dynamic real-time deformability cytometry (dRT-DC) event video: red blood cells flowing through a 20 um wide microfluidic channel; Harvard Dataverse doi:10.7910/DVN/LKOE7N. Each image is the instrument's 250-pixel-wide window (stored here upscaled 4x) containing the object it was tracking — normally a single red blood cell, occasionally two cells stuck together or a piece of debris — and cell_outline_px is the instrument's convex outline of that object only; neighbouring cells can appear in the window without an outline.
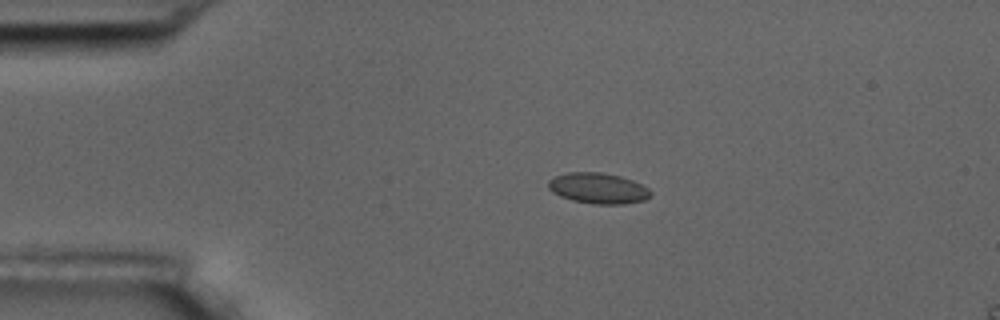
{"species": "common noctule bat (a hibernating species)", "species_latin": "Nyctalus noctula", "temperature_condition": "room temperature", "stored_images_in_passage": 10, "camera_frame_rate_fps": 3000, "um_per_image_px": 0.085, "animal": {"sex": "male", "body_mass_g": 17.5, "forearm_length_mm": 52.3}, "frame": {"image": 1, "passage_image": 4, "time_ms": 3.667, "image_size_px": [1000, 320], "cell_outline_px": [[652, 196], [644, 200], [624, 204], [592, 204], [572, 200], [560, 196], [552, 192], [548, 188], [548, 180], [556, 176], [568, 172], [600, 172], [620, 176], [632, 180], [648, 188], [652, 192]], "centroid_in_image_um": [50.84, 16.01], "position_along_channel_um": 34.2, "area_um2": 18.38}}
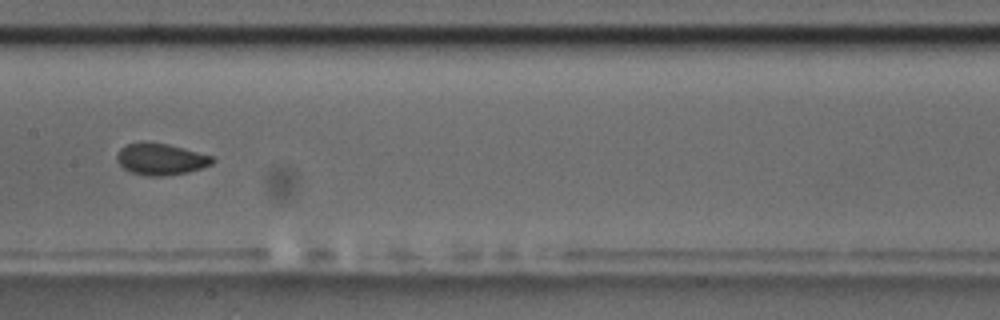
{"frame": {"image": 2, "passage_image": 9, "time_ms": 9.333, "image_size_px": [1000, 320], "cell_outline_px": [[216, 160], [212, 164], [188, 172], [164, 176], [148, 176], [132, 172], [124, 168], [116, 160], [116, 156], [120, 148], [128, 144], [168, 144], [212, 156]], "centroid_in_image_um": [13.69, 13.56], "position_along_channel_um": 193.7, "area_um2": 17.05}}
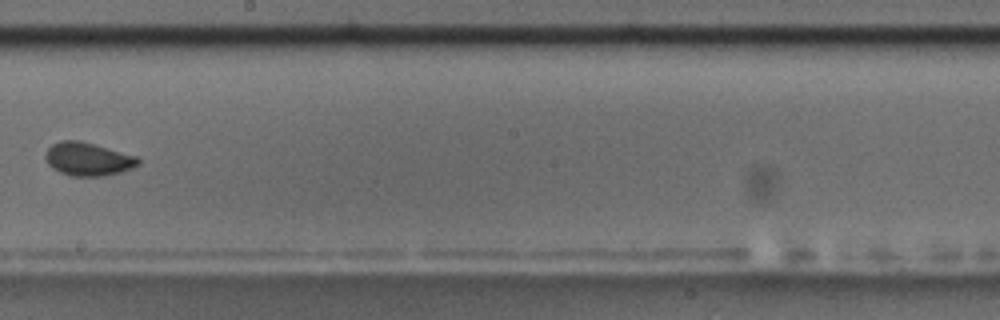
{"frame": {"image": 3, "passage_image": 10, "time_ms": 10.667, "image_size_px": [1000, 320], "cell_outline_px": [[140, 164], [132, 168], [120, 172], [104, 176], [72, 176], [60, 172], [52, 168], [48, 164], [44, 156], [44, 152], [52, 144], [60, 140], [80, 140], [136, 156], [140, 160]], "centroid_in_image_um": [7.45, 13.52], "position_along_channel_um": 240.8, "area_um2": 18.03}}